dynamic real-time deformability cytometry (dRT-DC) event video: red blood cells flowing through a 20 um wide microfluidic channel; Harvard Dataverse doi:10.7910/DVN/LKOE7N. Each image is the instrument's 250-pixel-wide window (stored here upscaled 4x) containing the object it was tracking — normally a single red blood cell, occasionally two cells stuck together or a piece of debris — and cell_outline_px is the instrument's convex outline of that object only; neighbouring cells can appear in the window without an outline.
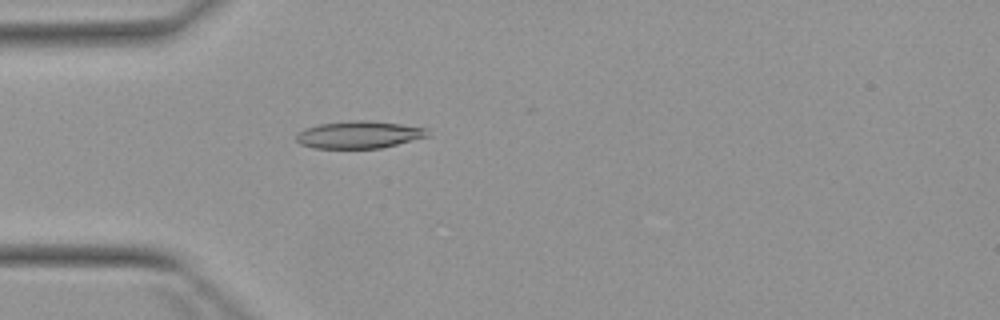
{"species": "Egyptian fruit bat (a non-hibernating species)", "species_latin": "Rousettus aegyptiacus", "temperature_condition": "warm", "stored_images_in_passage": 2, "camera_frame_rate_fps": 3000, "um_per_image_px": 0.085, "animal": {"sex": "female"}, "frame": {"image": 1, "passage_image": 2, "time_ms": 1.333, "image_size_px": [1000, 320], "cell_outline_px": [[428, 136], [380, 148], [312, 148], [300, 144], [296, 140], [296, 136], [304, 128], [320, 124], [356, 120], [364, 120], [400, 124], [428, 128]], "centroid_in_image_um": [30.49, 11.45], "position_along_channel_um": 54.5, "area_um2": 20.63}}